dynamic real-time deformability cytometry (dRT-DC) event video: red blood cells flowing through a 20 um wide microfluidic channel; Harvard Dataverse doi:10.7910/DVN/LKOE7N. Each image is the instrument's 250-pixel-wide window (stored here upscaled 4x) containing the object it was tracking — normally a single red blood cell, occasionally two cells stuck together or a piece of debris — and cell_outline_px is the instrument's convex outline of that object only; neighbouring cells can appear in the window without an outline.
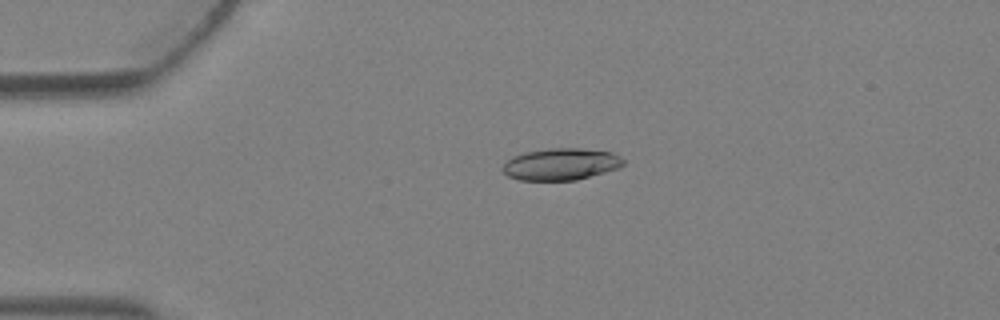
{"species": "Egyptian fruit bat (a non-hibernating species)", "species_latin": "Rousettus aegyptiacus", "temperature_condition": "warm", "stored_images_in_passage": 3, "camera_frame_rate_fps": 3000, "um_per_image_px": 0.085, "animal": {"sex": "female"}, "frame": {"image": 1, "passage_image": 3, "time_ms": 0.667, "image_size_px": [1000, 320], "cell_outline_px": [[624, 164], [616, 168], [604, 172], [576, 180], [520, 180], [508, 176], [500, 168], [512, 156], [524, 152], [552, 148], [580, 148], [612, 152], [620, 156], [624, 160]], "centroid_in_image_um": [47.65, 13.95], "position_along_channel_um": 37.3, "area_um2": 22.31}}